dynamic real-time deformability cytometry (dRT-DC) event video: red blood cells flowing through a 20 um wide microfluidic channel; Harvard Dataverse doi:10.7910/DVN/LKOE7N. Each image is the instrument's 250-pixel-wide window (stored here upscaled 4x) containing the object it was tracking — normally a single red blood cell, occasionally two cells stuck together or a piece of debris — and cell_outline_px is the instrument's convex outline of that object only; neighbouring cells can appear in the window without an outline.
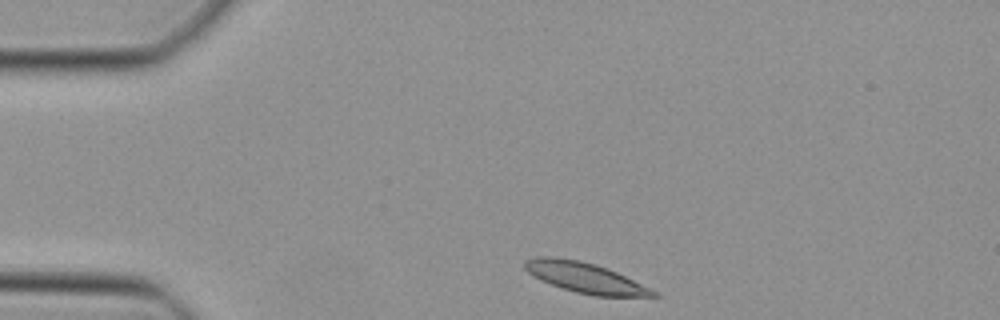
{"species": "Egyptian fruit bat (a non-hibernating species)", "species_latin": "Rousettus aegyptiacus", "temperature_condition": "cold", "stored_images_in_passage": 39, "camera_frame_rate_fps": 3000, "um_per_image_px": 0.085, "animal": {"sex": "female"}, "frame": {"image": 1, "passage_image": 1, "time_ms": 0.0, "image_size_px": [1000, 320], "cell_outline_px": [[660, 296], [596, 296], [576, 292], [552, 284], [528, 272], [524, 268], [524, 260], [536, 256], [556, 256], [580, 260], [596, 264], [608, 268], [656, 292]], "centroid_in_image_um": [49.68, 23.57], "position_along_channel_um": 35.3, "area_um2": 22.25}}
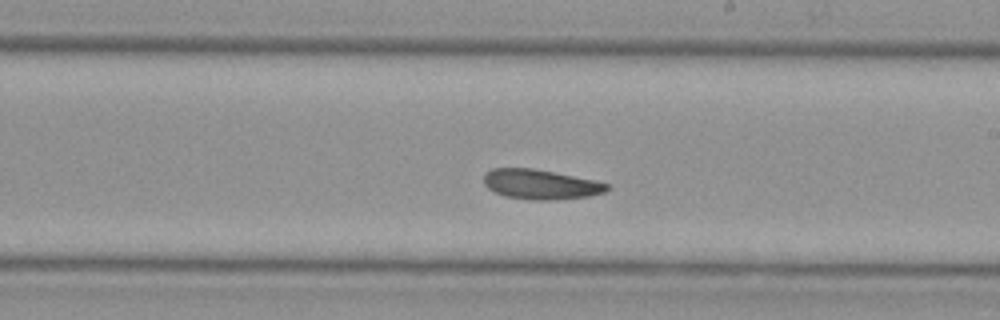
{"frame": {"image": 2, "passage_image": 19, "time_ms": 6.0, "image_size_px": [1000, 320], "cell_outline_px": [[608, 188], [604, 192], [588, 196], [544, 200], [532, 200], [504, 196], [488, 188], [484, 184], [484, 172], [492, 168], [532, 168], [596, 180], [608, 184]], "centroid_in_image_um": [45.9, 15.66], "position_along_channel_um": 243.1, "area_um2": 21.21}}
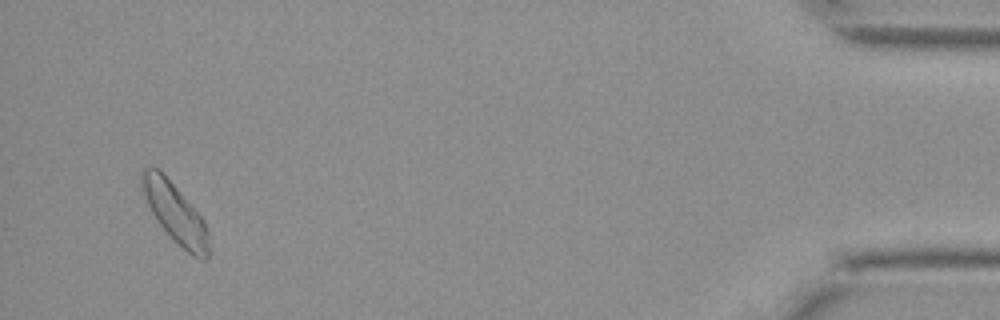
{"frame": {"image": 3, "passage_image": 37, "time_ms": 12.0, "image_size_px": [1000, 320], "cell_outline_px": [[212, 252], [208, 260], [200, 260], [192, 256], [156, 220], [140, 188], [140, 168], [160, 168], [204, 220], [208, 232]], "centroid_in_image_um": [14.91, 18.1], "position_along_channel_um": 420.3, "area_um2": 23.35}}